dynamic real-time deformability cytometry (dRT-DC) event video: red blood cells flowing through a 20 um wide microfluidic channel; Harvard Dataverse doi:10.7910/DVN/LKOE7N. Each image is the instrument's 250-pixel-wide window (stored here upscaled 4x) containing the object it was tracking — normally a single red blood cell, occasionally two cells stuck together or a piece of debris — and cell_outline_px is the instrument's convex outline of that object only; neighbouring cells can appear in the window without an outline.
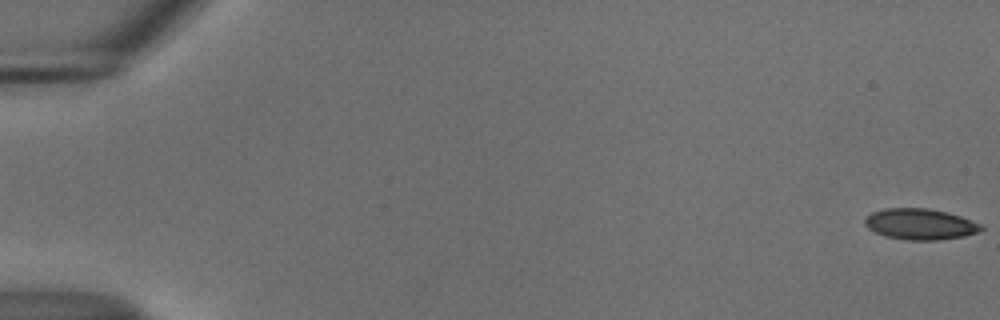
{"species": "common noctule bat (a hibernating species)", "species_latin": "Nyctalus noctula", "temperature_condition": "cold", "stored_images_in_passage": 10, "camera_frame_rate_fps": 3000, "um_per_image_px": 0.085, "animal": {"sex": "male", "body_mass_g": 18.8}, "frame": {"image": 1, "passage_image": 1, "time_ms": 0.0, "image_size_px": [1000, 320], "cell_outline_px": [[984, 228], [980, 232], [964, 236], [940, 240], [908, 240], [884, 236], [868, 228], [864, 224], [864, 220], [872, 212], [884, 208], [928, 208], [948, 212], [960, 216], [980, 224]], "centroid_in_image_um": [78.22, 19.05], "position_along_channel_um": 6.8, "area_um2": 21.04}}